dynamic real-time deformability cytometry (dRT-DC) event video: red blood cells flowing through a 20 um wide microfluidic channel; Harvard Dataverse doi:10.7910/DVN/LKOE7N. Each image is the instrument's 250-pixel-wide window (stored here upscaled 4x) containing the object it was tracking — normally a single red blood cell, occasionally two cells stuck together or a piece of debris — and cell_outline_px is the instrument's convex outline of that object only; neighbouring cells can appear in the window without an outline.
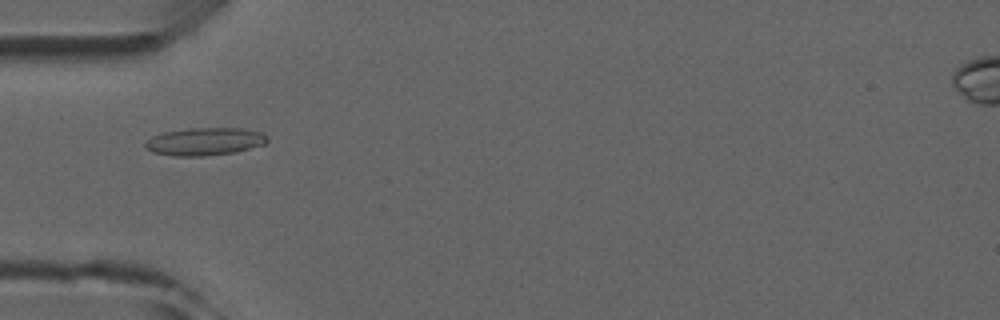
{"species": "common noctule bat (a hibernating species)", "species_latin": "Nyctalus noctula", "temperature_condition": "room temperature", "stored_images_in_passage": 2, "camera_frame_rate_fps": 3000, "um_per_image_px": 0.085, "animal": {"sex": "male", "forearm_length_mm": 52.5}, "frame": {"image": 1, "passage_image": 2, "time_ms": 1.333, "image_size_px": [1000, 320], "cell_outline_px": [[268, 140], [264, 144], [236, 152], [204, 156], [172, 156], [152, 152], [144, 148], [144, 144], [152, 136], [164, 132], [188, 128], [240, 128], [260, 132]], "centroid_in_image_um": [17.35, 12.03], "position_along_channel_um": 67.7, "area_um2": 19.65}}